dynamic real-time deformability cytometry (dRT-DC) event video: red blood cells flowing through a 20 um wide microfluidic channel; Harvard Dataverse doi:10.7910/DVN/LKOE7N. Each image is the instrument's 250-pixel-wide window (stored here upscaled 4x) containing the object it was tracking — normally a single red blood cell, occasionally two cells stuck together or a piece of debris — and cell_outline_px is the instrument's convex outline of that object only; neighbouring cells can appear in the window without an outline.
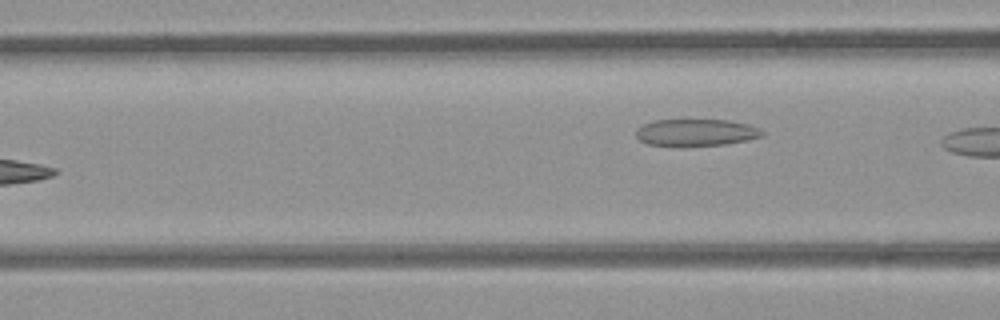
{"species": "common noctule bat (a hibernating species)", "species_latin": "Nyctalus noctula", "temperature_condition": "room temperature", "stored_images_in_passage": 6, "camera_frame_rate_fps": 3000, "um_per_image_px": 0.085, "animal": {"sex": "female", "body_mass_g": 21.9}, "frame": {"image": 1, "passage_image": 6, "time_ms": 5.667, "image_size_px": [1000, 320], "cell_outline_px": [[764, 136], [748, 140], [724, 144], [648, 144], [640, 140], [636, 136], [636, 128], [644, 124], [656, 120], [728, 120], [748, 124], [760, 128], [764, 132]], "centroid_in_image_um": [59.22, 11.23], "position_along_channel_um": 107.4, "area_um2": 19.25}}